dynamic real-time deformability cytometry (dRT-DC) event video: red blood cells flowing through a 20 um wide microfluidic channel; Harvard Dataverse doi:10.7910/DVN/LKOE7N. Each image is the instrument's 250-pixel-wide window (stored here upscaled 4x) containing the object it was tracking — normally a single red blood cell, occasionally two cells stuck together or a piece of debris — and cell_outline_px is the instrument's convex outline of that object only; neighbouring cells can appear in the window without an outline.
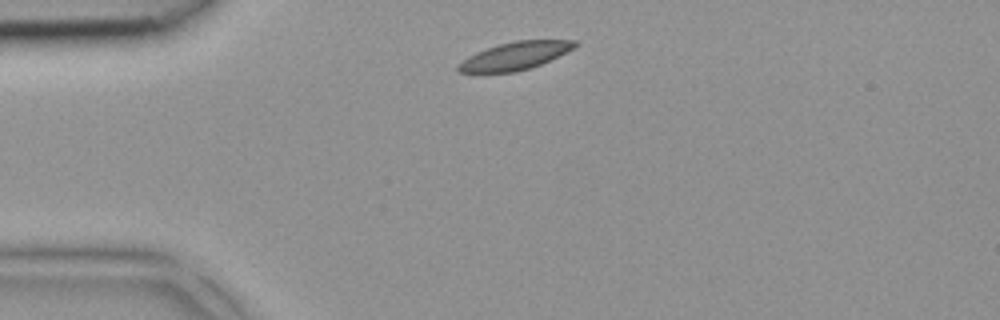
{"species": "common noctule bat (a hibernating species)", "species_latin": "Nyctalus noctula", "temperature_condition": "room temperature", "stored_images_in_passage": 1, "camera_frame_rate_fps": 3000, "um_per_image_px": 0.085, "animal": {"sex": "female", "body_mass_g": 18.4}, "frame": {"image": 1, "passage_image": 1, "time_ms": 0.0, "image_size_px": [1000, 320], "cell_outline_px": [[580, 44], [540, 64], [516, 72], [456, 72], [456, 64], [468, 56], [476, 52], [500, 44], [516, 40], [580, 40]], "centroid_in_image_um": [43.73, 4.74], "position_along_channel_um": 41.3, "area_um2": 18.61}}